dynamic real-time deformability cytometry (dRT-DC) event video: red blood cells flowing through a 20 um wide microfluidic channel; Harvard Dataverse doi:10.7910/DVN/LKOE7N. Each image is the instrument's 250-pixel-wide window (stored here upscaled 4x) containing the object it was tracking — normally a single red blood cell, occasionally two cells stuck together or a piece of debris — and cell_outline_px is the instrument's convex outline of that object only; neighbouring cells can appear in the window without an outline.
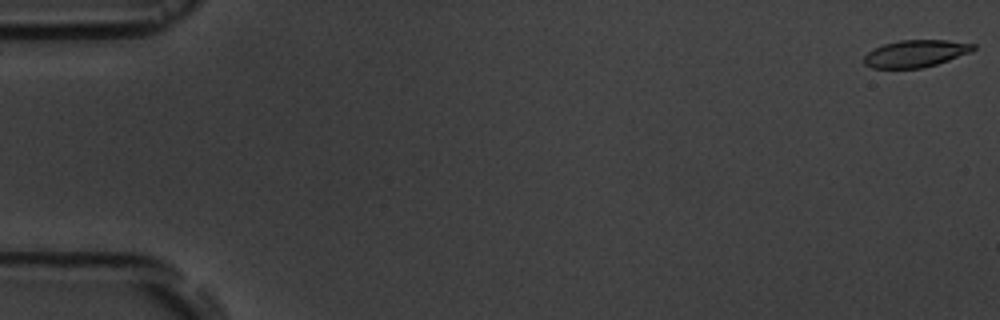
{"species": "common noctule bat (a hibernating species)", "species_latin": "Nyctalus noctula", "temperature_condition": "room temperature", "stored_images_in_passage": 7, "camera_frame_rate_fps": 3000, "um_per_image_px": 0.085, "animal": {"sex": "male", "body_mass_g": 19.5, "forearm_length_mm": 54.6}, "frame": {"image": 1, "passage_image": 1, "time_ms": 0.0, "image_size_px": [1000, 320], "cell_outline_px": [[976, 48], [972, 52], [936, 64], [920, 68], [872, 68], [864, 64], [864, 56], [868, 52], [884, 44], [900, 40], [948, 40], [976, 44]], "centroid_in_image_um": [77.85, 4.55], "position_along_channel_um": 7.1, "area_um2": 17.22}}
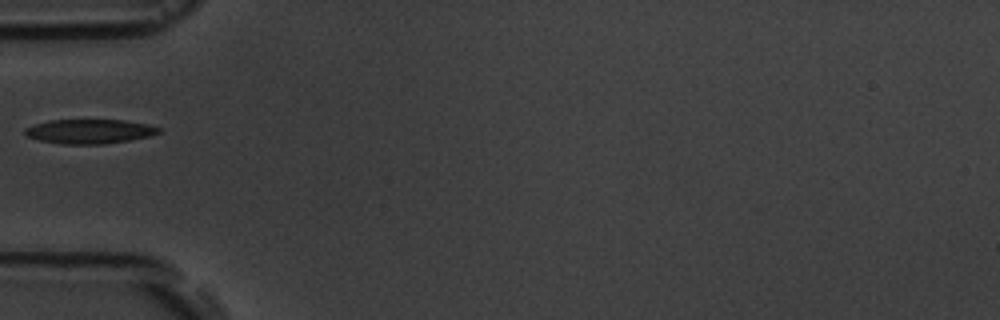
{"frame": {"image": 2, "passage_image": 6, "time_ms": 6.0, "image_size_px": [1000, 320], "cell_outline_px": [[160, 132], [148, 136], [128, 140], [104, 144], [60, 144], [40, 140], [28, 136], [24, 132], [24, 128], [48, 120], [124, 120], [148, 124], [160, 128]], "centroid_in_image_um": [7.6, 11.16], "position_along_channel_um": 77.4, "area_um2": 18.84}}
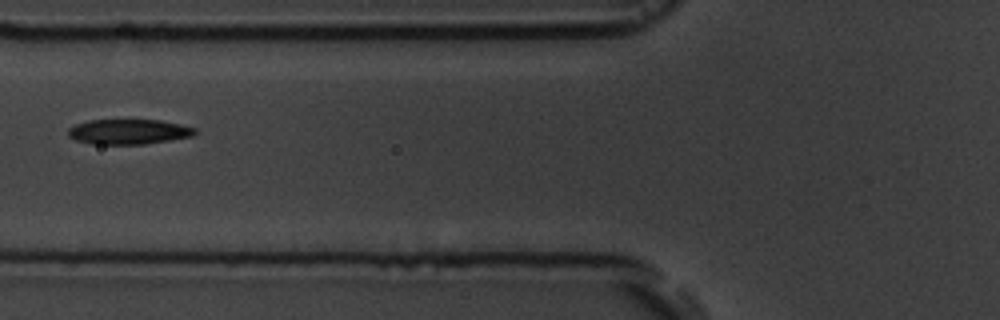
{"frame": {"image": 3, "passage_image": 7, "time_ms": 7.0, "image_size_px": [1000, 320], "cell_outline_px": [[196, 132], [192, 136], [172, 140], [144, 144], [92, 144], [76, 140], [68, 136], [68, 128], [76, 124], [88, 120], [160, 120], [180, 124], [196, 128]], "centroid_in_image_um": [10.93, 11.2], "position_along_channel_um": 114.9, "area_um2": 18.55}}